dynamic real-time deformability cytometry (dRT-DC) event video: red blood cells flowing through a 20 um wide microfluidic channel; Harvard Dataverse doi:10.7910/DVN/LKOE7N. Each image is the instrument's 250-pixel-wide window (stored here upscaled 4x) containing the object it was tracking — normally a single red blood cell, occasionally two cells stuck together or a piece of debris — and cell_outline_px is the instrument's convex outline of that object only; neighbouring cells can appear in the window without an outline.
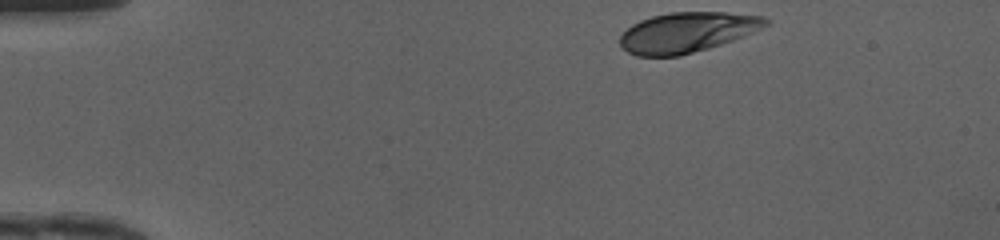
{"species": "human", "species_latin": "Homo sapiens", "temperature_condition": "cold", "stored_images_in_passage": 35, "camera_frame_rate_fps": 3000, "um_per_image_px": 0.085, "donor": {"sex": "female"}, "frame": {"image": 1, "passage_image": 1, "time_ms": 0.0, "image_size_px": [1000, 240], "cell_outline_px": [[772, 20], [768, 24], [744, 36], [708, 48], [680, 56], [636, 56], [628, 52], [620, 44], [620, 36], [632, 24], [640, 20], [652, 16], [672, 12], [724, 12], [764, 16]], "centroid_in_image_um": [58.4, 2.74], "position_along_channel_um": 26.6, "area_um2": 33.93}}
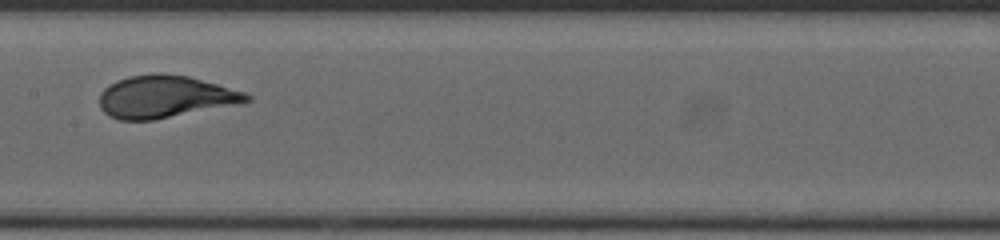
{"frame": {"image": 2, "passage_image": 19, "time_ms": 6.0, "image_size_px": [1000, 240], "cell_outline_px": [[252, 100], [236, 104], [152, 120], [120, 120], [108, 116], [100, 108], [100, 92], [108, 84], [116, 80], [128, 76], [156, 72], [160, 72], [188, 76], [244, 92], [252, 96]], "centroid_in_image_um": [13.97, 8.21], "position_along_channel_um": 193.4, "area_um2": 36.18}}
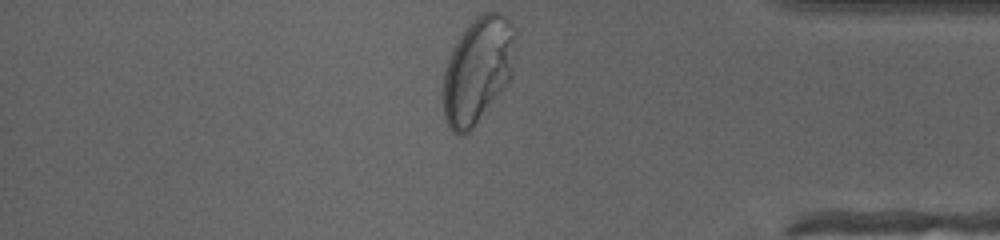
{"frame": {"image": 3, "passage_image": 35, "time_ms": 11.333, "image_size_px": [1000, 240], "cell_outline_px": [[516, 36], [512, 76], [508, 84], [472, 128], [468, 132], [460, 136], [452, 132], [444, 116], [444, 72], [452, 48], [460, 36], [472, 20], [476, 16], [484, 12], [500, 12], [508, 16], [516, 28]], "centroid_in_image_um": [40.65, 5.92], "position_along_channel_um": 394.5, "area_um2": 44.8}, "authors_computed_cell_mechanics": {"area_um2": 35.7782, "velocity_mm_per_s": 4.1731, "shape_relaxation_time_tau1_ms": 2.9408, "shape_relaxation_time_tau2_ms": null, "deformation_change_tau1": 0.1831, "deformation_change_tau2": null}}